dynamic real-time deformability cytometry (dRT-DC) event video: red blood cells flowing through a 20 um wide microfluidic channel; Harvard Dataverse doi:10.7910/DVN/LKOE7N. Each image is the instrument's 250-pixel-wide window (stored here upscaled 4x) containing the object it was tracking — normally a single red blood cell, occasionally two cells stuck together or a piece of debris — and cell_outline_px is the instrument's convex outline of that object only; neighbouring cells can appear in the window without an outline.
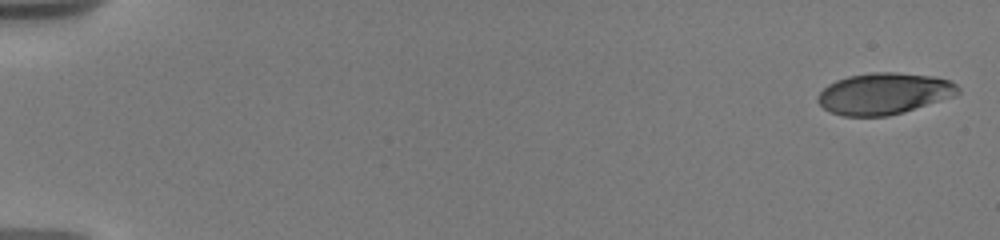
{"species": "human", "species_latin": "Homo sapiens", "temperature_condition": "warm", "stored_images_in_passage": 5, "camera_frame_rate_fps": 3000, "um_per_image_px": 0.085, "donor": {"sex": "male"}, "frame": {"image": 1, "passage_image": 1, "time_ms": 0.0, "image_size_px": [1000, 240], "cell_outline_px": [[960, 92], [952, 96], [904, 112], [888, 116], [844, 116], [828, 112], [816, 100], [816, 96], [828, 84], [836, 80], [848, 76], [868, 72], [896, 72], [932, 76], [952, 80], [960, 88]], "centroid_in_image_um": [75.11, 7.95], "position_along_channel_um": 9.9, "area_um2": 33.99}}